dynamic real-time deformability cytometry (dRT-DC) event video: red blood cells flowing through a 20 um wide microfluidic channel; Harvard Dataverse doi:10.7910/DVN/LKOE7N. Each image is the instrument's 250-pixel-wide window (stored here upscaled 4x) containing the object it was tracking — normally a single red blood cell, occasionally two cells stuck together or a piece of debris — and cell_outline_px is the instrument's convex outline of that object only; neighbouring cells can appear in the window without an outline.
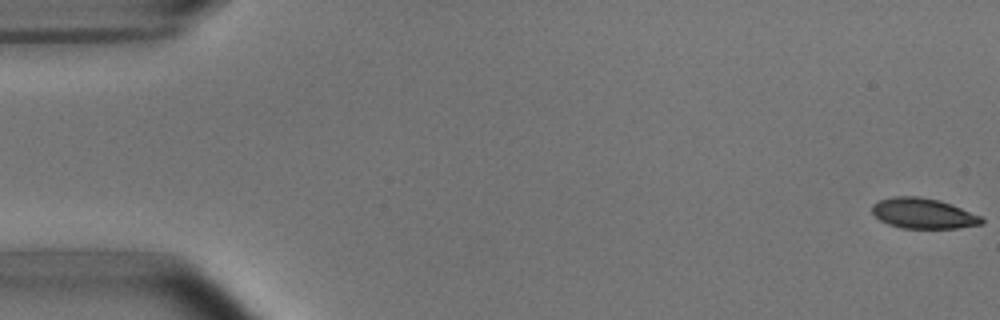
{"species": "common noctule bat (a hibernating species)", "species_latin": "Nyctalus noctula", "temperature_condition": "room temperature", "stored_images_in_passage": 14, "camera_frame_rate_fps": 3000, "um_per_image_px": 0.085, "animal": {"sex": "male", "body_mass_g": 15.6}, "frame": {"image": 1, "passage_image": 1, "time_ms": 0.0, "image_size_px": [1000, 320], "cell_outline_px": [[984, 224], [956, 228], [900, 228], [888, 224], [880, 220], [872, 212], [872, 204], [880, 200], [892, 196], [920, 196], [940, 200], [952, 204], [980, 216], [984, 220]], "centroid_in_image_um": [78.47, 18.13], "position_along_channel_um": 6.5, "area_um2": 19.48}}
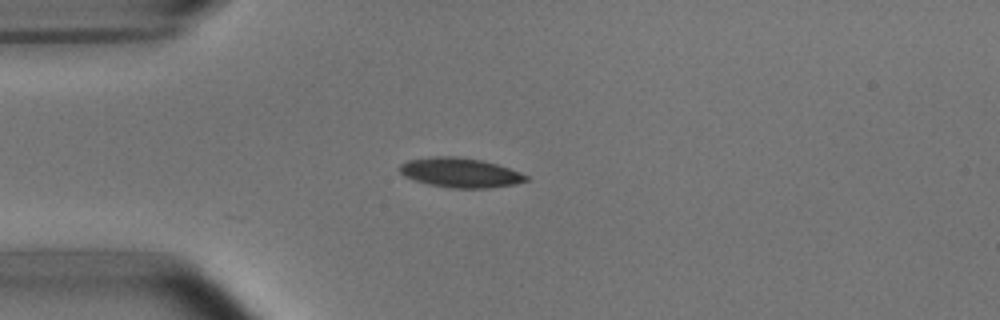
{"frame": {"image": 2, "passage_image": 14, "time_ms": 4.333, "image_size_px": [1000, 320], "cell_outline_px": [[528, 180], [516, 184], [488, 188], [452, 188], [428, 184], [404, 176], [400, 172], [400, 164], [408, 160], [432, 156], [456, 156], [480, 160], [496, 164], [508, 168], [528, 176]], "centroid_in_image_um": [39.1, 14.67], "position_along_channel_um": 45.9, "area_um2": 21.62}}